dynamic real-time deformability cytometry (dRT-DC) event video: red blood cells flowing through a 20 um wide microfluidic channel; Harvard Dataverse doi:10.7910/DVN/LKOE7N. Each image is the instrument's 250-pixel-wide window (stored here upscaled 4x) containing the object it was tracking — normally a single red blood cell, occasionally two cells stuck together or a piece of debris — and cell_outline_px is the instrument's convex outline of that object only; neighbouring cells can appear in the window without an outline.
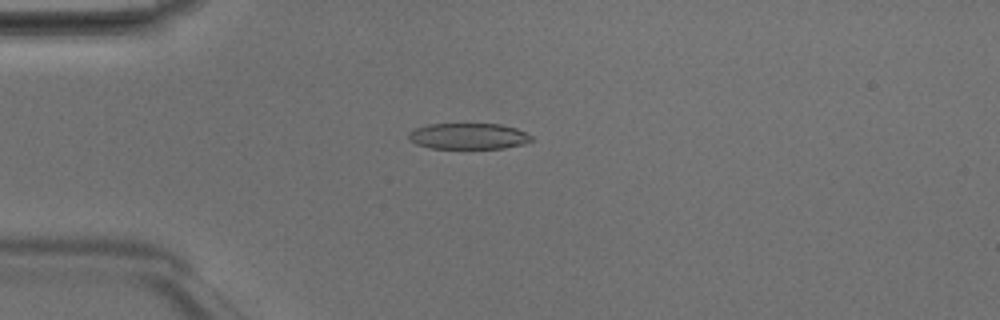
{"species": "Egyptian fruit bat (a non-hibernating species)", "species_latin": "Rousettus aegyptiacus", "temperature_condition": "room temperature", "stored_images_in_passage": 49, "camera_frame_rate_fps": 3000, "um_per_image_px": 0.085, "animal": {"sex": "male"}, "frame": {"image": 1, "passage_image": 13, "time_ms": 4.0, "image_size_px": [1000, 320], "cell_outline_px": [[532, 140], [524, 144], [504, 148], [432, 148], [416, 144], [408, 140], [408, 132], [416, 128], [428, 124], [500, 124], [516, 128], [532, 136]], "centroid_in_image_um": [39.79, 11.57], "position_along_channel_um": 45.2, "area_um2": 18.61}}
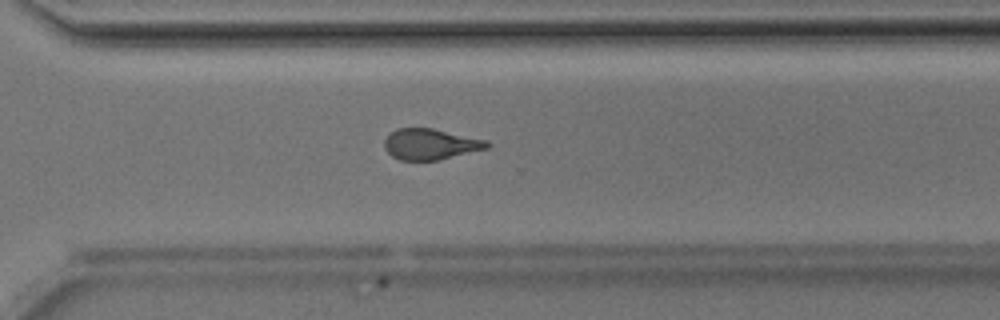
{"frame": {"image": 2, "passage_image": 35, "time_ms": 11.333, "image_size_px": [1000, 320], "cell_outline_px": [[492, 144], [488, 148], [436, 160], [400, 160], [392, 156], [384, 148], [384, 140], [396, 128], [432, 128], [488, 140]], "centroid_in_image_um": [36.59, 12.25], "position_along_channel_um": 334.0, "area_um2": 18.38}}
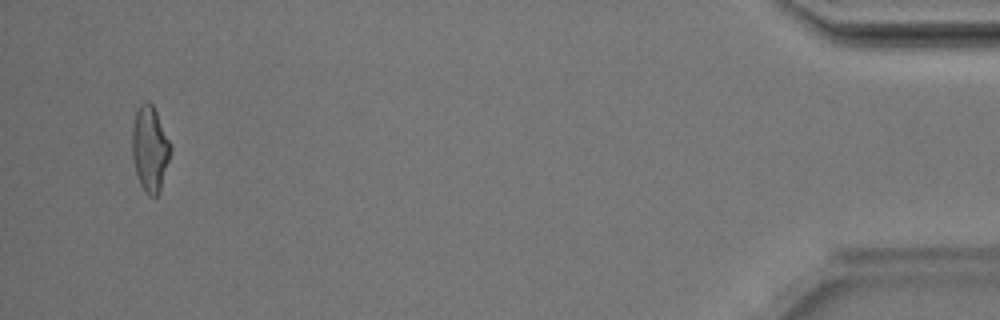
{"frame": {"image": 3, "passage_image": 47, "time_ms": 15.333, "image_size_px": [1000, 320], "cell_outline_px": [[172, 148], [160, 188], [156, 196], [148, 196], [144, 192], [140, 184], [136, 172], [132, 156], [132, 128], [136, 112], [140, 104], [144, 100], [148, 100], [152, 104], [156, 112]], "centroid_in_image_um": [12.72, 12.63], "position_along_channel_um": 422.5, "area_um2": 18.84}, "authors_computed_cell_mechanics": {"area_um2": 19.1896, "velocity_mm_per_s": 4.2001, "shape_relaxation_time_tau1_ms": 3.3225, "shape_relaxation_time_tau2_ms": 1.5914, "deformation_change_tau1": 0.1597, "deformation_change_tau2": 0.0977}}